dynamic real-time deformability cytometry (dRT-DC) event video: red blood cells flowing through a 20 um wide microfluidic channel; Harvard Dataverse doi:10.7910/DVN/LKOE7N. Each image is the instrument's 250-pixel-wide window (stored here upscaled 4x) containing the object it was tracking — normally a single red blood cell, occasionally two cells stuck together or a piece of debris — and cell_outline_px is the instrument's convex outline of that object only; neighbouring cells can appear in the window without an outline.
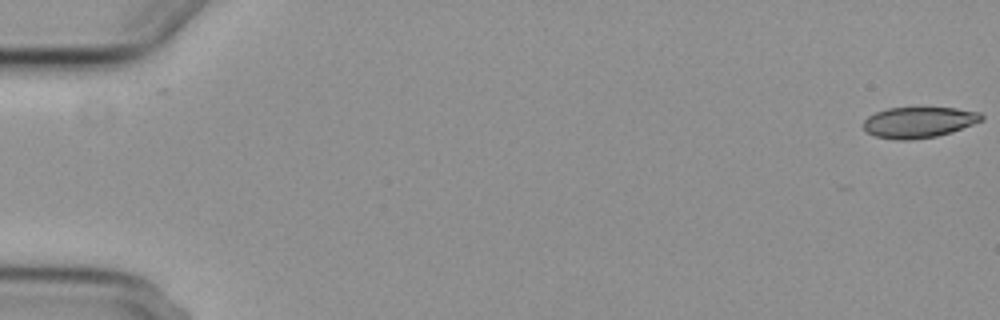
{"species": "common noctule bat (a hibernating species)", "species_latin": "Nyctalus noctula", "temperature_condition": "cold", "stored_images_in_passage": 6, "segment_of_instrument_passage": [1, 2], "camera_frame_rate_fps": 3000, "um_per_image_px": 0.085, "animal": {"sex": "female", "body_mass_g": 29.2, "forearm_length_mm": 56.3}, "frame": {"image": 1, "passage_image": 1, "time_ms": 0.0, "image_size_px": [1000, 320], "cell_outline_px": [[984, 120], [952, 132], [936, 136], [912, 140], [896, 140], [876, 136], [868, 132], [864, 128], [864, 120], [868, 116], [876, 112], [888, 108], [956, 108], [980, 112], [984, 116]], "centroid_in_image_um": [78.13, 10.4], "position_along_channel_um": 6.9, "area_um2": 21.21}}
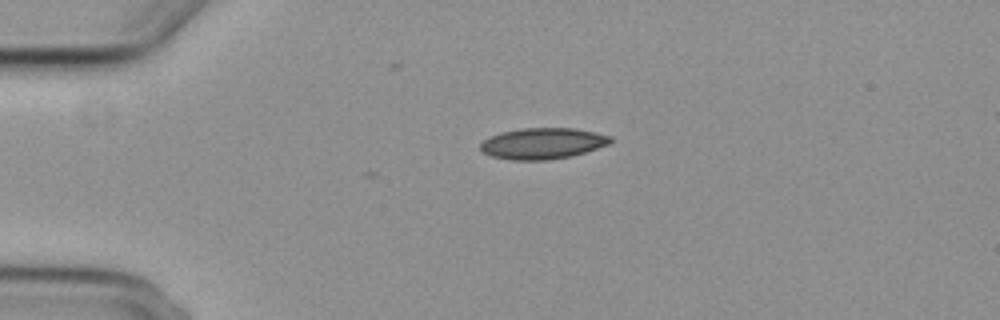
{"frame": {"image": 2, "passage_image": 4, "time_ms": 4.333, "image_size_px": [1000, 320], "cell_outline_px": [[612, 140], [608, 144], [584, 152], [568, 156], [548, 160], [512, 160], [492, 156], [484, 152], [480, 148], [480, 144], [484, 140], [492, 136], [504, 132], [524, 128], [572, 128], [612, 136]], "centroid_in_image_um": [46.12, 12.19], "position_along_channel_um": 38.9, "area_um2": 23.06}}